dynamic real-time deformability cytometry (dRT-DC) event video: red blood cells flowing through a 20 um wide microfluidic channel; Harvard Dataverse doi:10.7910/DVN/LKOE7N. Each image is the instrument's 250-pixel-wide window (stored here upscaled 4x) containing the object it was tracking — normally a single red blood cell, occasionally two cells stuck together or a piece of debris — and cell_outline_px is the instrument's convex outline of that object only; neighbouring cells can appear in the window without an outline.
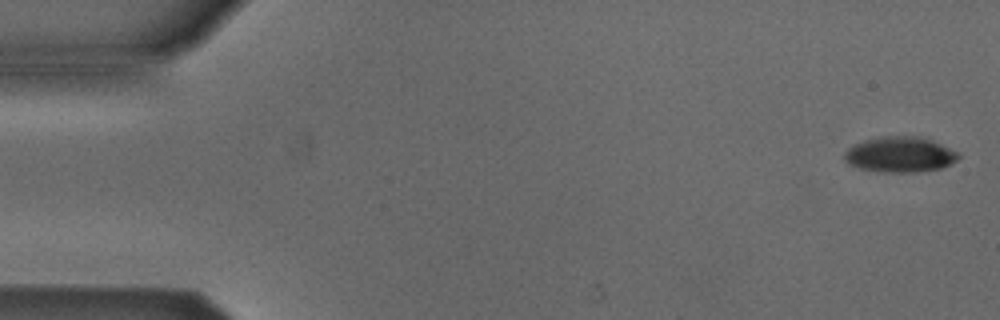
{"species": "Egyptian fruit bat (a non-hibernating species)", "species_latin": "Rousettus aegyptiacus", "temperature_condition": "cold", "stored_images_in_passage": 4, "camera_frame_rate_fps": 3000, "um_per_image_px": 0.085, "animal": {"sex": "male"}, "frame": {"image": 1, "passage_image": 1, "time_ms": 0.0, "image_size_px": [1000, 320], "cell_outline_px": [[960, 156], [952, 164], [940, 168], [912, 172], [884, 172], [860, 168], [848, 164], [844, 160], [844, 152], [852, 144], [864, 140], [880, 136], [920, 136], [932, 140], [956, 152]], "centroid_in_image_um": [76.45, 13.12], "position_along_channel_um": 8.6, "area_um2": 23.52}}